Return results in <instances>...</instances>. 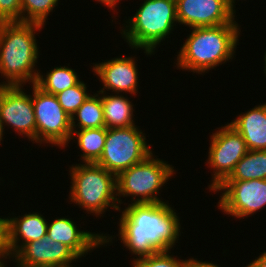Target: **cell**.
<instances>
[{"label":"cell","instance_id":"cell-32","mask_svg":"<svg viewBox=\"0 0 266 267\" xmlns=\"http://www.w3.org/2000/svg\"><path fill=\"white\" fill-rule=\"evenodd\" d=\"M3 135H4V133H3V130H2L1 125H0V144H2L1 141L3 142Z\"/></svg>","mask_w":266,"mask_h":267},{"label":"cell","instance_id":"cell-7","mask_svg":"<svg viewBox=\"0 0 266 267\" xmlns=\"http://www.w3.org/2000/svg\"><path fill=\"white\" fill-rule=\"evenodd\" d=\"M145 133L136 125L125 128H106V139L101 157L96 164L116 177L125 169L143 161L151 153Z\"/></svg>","mask_w":266,"mask_h":267},{"label":"cell","instance_id":"cell-9","mask_svg":"<svg viewBox=\"0 0 266 267\" xmlns=\"http://www.w3.org/2000/svg\"><path fill=\"white\" fill-rule=\"evenodd\" d=\"M210 138L208 164L212 169L210 192L220 186L233 172L237 162L249 151L246 142L230 124L217 128Z\"/></svg>","mask_w":266,"mask_h":267},{"label":"cell","instance_id":"cell-33","mask_svg":"<svg viewBox=\"0 0 266 267\" xmlns=\"http://www.w3.org/2000/svg\"><path fill=\"white\" fill-rule=\"evenodd\" d=\"M265 55L263 56L264 57V62H265V69L263 70L264 71V73H265V76H266V51H265V53H264Z\"/></svg>","mask_w":266,"mask_h":267},{"label":"cell","instance_id":"cell-25","mask_svg":"<svg viewBox=\"0 0 266 267\" xmlns=\"http://www.w3.org/2000/svg\"><path fill=\"white\" fill-rule=\"evenodd\" d=\"M170 251H158L147 257L131 261L132 267H187L188 259L174 257Z\"/></svg>","mask_w":266,"mask_h":267},{"label":"cell","instance_id":"cell-17","mask_svg":"<svg viewBox=\"0 0 266 267\" xmlns=\"http://www.w3.org/2000/svg\"><path fill=\"white\" fill-rule=\"evenodd\" d=\"M21 216L8 217L9 243L14 255L25 244L47 236L48 221L43 215L38 212H29Z\"/></svg>","mask_w":266,"mask_h":267},{"label":"cell","instance_id":"cell-19","mask_svg":"<svg viewBox=\"0 0 266 267\" xmlns=\"http://www.w3.org/2000/svg\"><path fill=\"white\" fill-rule=\"evenodd\" d=\"M75 138L79 149L82 151L81 158H79L82 160L81 163H96L104 149L106 128L72 130L70 141Z\"/></svg>","mask_w":266,"mask_h":267},{"label":"cell","instance_id":"cell-24","mask_svg":"<svg viewBox=\"0 0 266 267\" xmlns=\"http://www.w3.org/2000/svg\"><path fill=\"white\" fill-rule=\"evenodd\" d=\"M87 90L86 83L80 80L75 86L69 87L55 96L63 110L71 117L91 95Z\"/></svg>","mask_w":266,"mask_h":267},{"label":"cell","instance_id":"cell-12","mask_svg":"<svg viewBox=\"0 0 266 267\" xmlns=\"http://www.w3.org/2000/svg\"><path fill=\"white\" fill-rule=\"evenodd\" d=\"M176 15L179 25L192 29L229 24L236 10L226 0H176Z\"/></svg>","mask_w":266,"mask_h":267},{"label":"cell","instance_id":"cell-3","mask_svg":"<svg viewBox=\"0 0 266 267\" xmlns=\"http://www.w3.org/2000/svg\"><path fill=\"white\" fill-rule=\"evenodd\" d=\"M43 25L29 22L0 23V74L2 85L34 84L40 70V54L35 34ZM36 68V69H35Z\"/></svg>","mask_w":266,"mask_h":267},{"label":"cell","instance_id":"cell-13","mask_svg":"<svg viewBox=\"0 0 266 267\" xmlns=\"http://www.w3.org/2000/svg\"><path fill=\"white\" fill-rule=\"evenodd\" d=\"M17 267H72L80 257L67 245L47 236L25 244L15 255Z\"/></svg>","mask_w":266,"mask_h":267},{"label":"cell","instance_id":"cell-21","mask_svg":"<svg viewBox=\"0 0 266 267\" xmlns=\"http://www.w3.org/2000/svg\"><path fill=\"white\" fill-rule=\"evenodd\" d=\"M100 127H105L103 107L100 95L95 93L91 94L71 116V129L81 130Z\"/></svg>","mask_w":266,"mask_h":267},{"label":"cell","instance_id":"cell-22","mask_svg":"<svg viewBox=\"0 0 266 267\" xmlns=\"http://www.w3.org/2000/svg\"><path fill=\"white\" fill-rule=\"evenodd\" d=\"M80 81L75 69L68 66L54 67L46 75L39 72L35 84L44 92L57 94L69 87L75 86Z\"/></svg>","mask_w":266,"mask_h":267},{"label":"cell","instance_id":"cell-14","mask_svg":"<svg viewBox=\"0 0 266 267\" xmlns=\"http://www.w3.org/2000/svg\"><path fill=\"white\" fill-rule=\"evenodd\" d=\"M135 56H118L104 62L94 64L92 72L103 83L100 92H114V94L138 93V67Z\"/></svg>","mask_w":266,"mask_h":267},{"label":"cell","instance_id":"cell-34","mask_svg":"<svg viewBox=\"0 0 266 267\" xmlns=\"http://www.w3.org/2000/svg\"><path fill=\"white\" fill-rule=\"evenodd\" d=\"M4 262L5 261L0 258V267H6L7 264H5Z\"/></svg>","mask_w":266,"mask_h":267},{"label":"cell","instance_id":"cell-6","mask_svg":"<svg viewBox=\"0 0 266 267\" xmlns=\"http://www.w3.org/2000/svg\"><path fill=\"white\" fill-rule=\"evenodd\" d=\"M151 153L143 161L125 169L116 177L117 200L123 204L121 197H132L131 204L167 202L158 197L159 191L171 177L176 174L174 166L154 157Z\"/></svg>","mask_w":266,"mask_h":267},{"label":"cell","instance_id":"cell-4","mask_svg":"<svg viewBox=\"0 0 266 267\" xmlns=\"http://www.w3.org/2000/svg\"><path fill=\"white\" fill-rule=\"evenodd\" d=\"M125 22L120 33L129 47L154 55L156 47L177 26L176 0H144L135 15Z\"/></svg>","mask_w":266,"mask_h":267},{"label":"cell","instance_id":"cell-5","mask_svg":"<svg viewBox=\"0 0 266 267\" xmlns=\"http://www.w3.org/2000/svg\"><path fill=\"white\" fill-rule=\"evenodd\" d=\"M69 168L72 184L69 202L96 217H101L109 207L117 211L121 209L114 174L96 163H79Z\"/></svg>","mask_w":266,"mask_h":267},{"label":"cell","instance_id":"cell-30","mask_svg":"<svg viewBox=\"0 0 266 267\" xmlns=\"http://www.w3.org/2000/svg\"><path fill=\"white\" fill-rule=\"evenodd\" d=\"M96 2H100L101 5L104 4V6H107L109 9L113 10L115 12V7H117V3L122 0H95Z\"/></svg>","mask_w":266,"mask_h":267},{"label":"cell","instance_id":"cell-10","mask_svg":"<svg viewBox=\"0 0 266 267\" xmlns=\"http://www.w3.org/2000/svg\"><path fill=\"white\" fill-rule=\"evenodd\" d=\"M216 192L222 195L218 209L238 219L254 215L266 206V179L224 181Z\"/></svg>","mask_w":266,"mask_h":267},{"label":"cell","instance_id":"cell-18","mask_svg":"<svg viewBox=\"0 0 266 267\" xmlns=\"http://www.w3.org/2000/svg\"><path fill=\"white\" fill-rule=\"evenodd\" d=\"M97 92L101 97L105 128H125L135 125L134 105L128 97L122 94Z\"/></svg>","mask_w":266,"mask_h":267},{"label":"cell","instance_id":"cell-16","mask_svg":"<svg viewBox=\"0 0 266 267\" xmlns=\"http://www.w3.org/2000/svg\"><path fill=\"white\" fill-rule=\"evenodd\" d=\"M228 124L241 134L248 150H266V103L240 113Z\"/></svg>","mask_w":266,"mask_h":267},{"label":"cell","instance_id":"cell-20","mask_svg":"<svg viewBox=\"0 0 266 267\" xmlns=\"http://www.w3.org/2000/svg\"><path fill=\"white\" fill-rule=\"evenodd\" d=\"M266 179V150H249L225 181Z\"/></svg>","mask_w":266,"mask_h":267},{"label":"cell","instance_id":"cell-29","mask_svg":"<svg viewBox=\"0 0 266 267\" xmlns=\"http://www.w3.org/2000/svg\"><path fill=\"white\" fill-rule=\"evenodd\" d=\"M245 267H266V251L259 255L255 260L251 261Z\"/></svg>","mask_w":266,"mask_h":267},{"label":"cell","instance_id":"cell-27","mask_svg":"<svg viewBox=\"0 0 266 267\" xmlns=\"http://www.w3.org/2000/svg\"><path fill=\"white\" fill-rule=\"evenodd\" d=\"M0 258L4 260L14 259V254L11 251L9 243V219L8 217L0 218Z\"/></svg>","mask_w":266,"mask_h":267},{"label":"cell","instance_id":"cell-8","mask_svg":"<svg viewBox=\"0 0 266 267\" xmlns=\"http://www.w3.org/2000/svg\"><path fill=\"white\" fill-rule=\"evenodd\" d=\"M32 103L36 122V143L66 148L71 137V117L63 110L55 95L32 84Z\"/></svg>","mask_w":266,"mask_h":267},{"label":"cell","instance_id":"cell-23","mask_svg":"<svg viewBox=\"0 0 266 267\" xmlns=\"http://www.w3.org/2000/svg\"><path fill=\"white\" fill-rule=\"evenodd\" d=\"M60 0H21V22L38 23L45 26L48 15Z\"/></svg>","mask_w":266,"mask_h":267},{"label":"cell","instance_id":"cell-2","mask_svg":"<svg viewBox=\"0 0 266 267\" xmlns=\"http://www.w3.org/2000/svg\"><path fill=\"white\" fill-rule=\"evenodd\" d=\"M239 26L234 19L229 24L192 28L177 53L176 68L203 75L229 62L239 45Z\"/></svg>","mask_w":266,"mask_h":267},{"label":"cell","instance_id":"cell-1","mask_svg":"<svg viewBox=\"0 0 266 267\" xmlns=\"http://www.w3.org/2000/svg\"><path fill=\"white\" fill-rule=\"evenodd\" d=\"M119 220V240L137 255L133 261L158 251H171L181 236L180 219L168 202L128 204Z\"/></svg>","mask_w":266,"mask_h":267},{"label":"cell","instance_id":"cell-26","mask_svg":"<svg viewBox=\"0 0 266 267\" xmlns=\"http://www.w3.org/2000/svg\"><path fill=\"white\" fill-rule=\"evenodd\" d=\"M21 22V0H0V23Z\"/></svg>","mask_w":266,"mask_h":267},{"label":"cell","instance_id":"cell-11","mask_svg":"<svg viewBox=\"0 0 266 267\" xmlns=\"http://www.w3.org/2000/svg\"><path fill=\"white\" fill-rule=\"evenodd\" d=\"M23 85L0 88V125L5 134V126H11L18 136L28 137L36 143V122L32 95L23 90Z\"/></svg>","mask_w":266,"mask_h":267},{"label":"cell","instance_id":"cell-15","mask_svg":"<svg viewBox=\"0 0 266 267\" xmlns=\"http://www.w3.org/2000/svg\"><path fill=\"white\" fill-rule=\"evenodd\" d=\"M76 223L66 217L55 218L49 221L47 226V237L53 241L60 242L71 248L80 258L85 257L88 252L101 247L103 244L113 243L110 234L91 233L81 230ZM107 235V236H106ZM92 250V251H91Z\"/></svg>","mask_w":266,"mask_h":267},{"label":"cell","instance_id":"cell-31","mask_svg":"<svg viewBox=\"0 0 266 267\" xmlns=\"http://www.w3.org/2000/svg\"><path fill=\"white\" fill-rule=\"evenodd\" d=\"M235 1L236 0H226V2L234 9L235 8Z\"/></svg>","mask_w":266,"mask_h":267},{"label":"cell","instance_id":"cell-28","mask_svg":"<svg viewBox=\"0 0 266 267\" xmlns=\"http://www.w3.org/2000/svg\"><path fill=\"white\" fill-rule=\"evenodd\" d=\"M187 267H221L217 264H213L212 261L211 262H207L204 261L202 262L201 260H197V258H190L188 259L187 262Z\"/></svg>","mask_w":266,"mask_h":267}]
</instances>
